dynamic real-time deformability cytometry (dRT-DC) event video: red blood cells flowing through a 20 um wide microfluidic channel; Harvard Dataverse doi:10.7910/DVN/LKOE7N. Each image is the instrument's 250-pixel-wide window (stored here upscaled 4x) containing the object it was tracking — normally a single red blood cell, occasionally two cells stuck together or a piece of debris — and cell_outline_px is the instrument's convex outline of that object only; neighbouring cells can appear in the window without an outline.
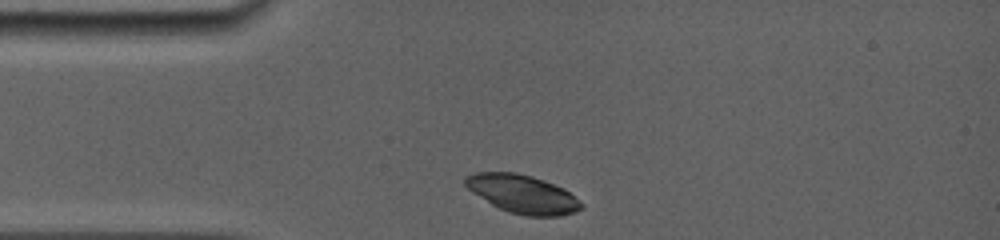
{"species": "common noctule bat (a hibernating species)", "species_latin": "Nyctalus noctula", "temperature_condition": "room temperature", "stored_images_in_passage": 7, "camera_frame_rate_fps": 5000, "um_per_image_px": 0.085, "animal": {"sex": "female", "body_mass_g": 19.0, "forearm_length_mm": 56.7}, "frame": {"image": 1, "passage_image": 1, "time_ms": 0.0, "image_size_px": [1000, 240], "cell_outline_px": [[584, 208], [576, 212], [560, 216], [524, 216], [508, 212], [492, 204], [472, 192], [464, 184], [464, 176], [476, 172], [516, 172], [532, 176], [544, 180], [564, 188], [584, 204]], "centroid_in_image_um": [44.44, 16.49], "position_along_channel_um": 40.6, "area_um2": 26.07}}